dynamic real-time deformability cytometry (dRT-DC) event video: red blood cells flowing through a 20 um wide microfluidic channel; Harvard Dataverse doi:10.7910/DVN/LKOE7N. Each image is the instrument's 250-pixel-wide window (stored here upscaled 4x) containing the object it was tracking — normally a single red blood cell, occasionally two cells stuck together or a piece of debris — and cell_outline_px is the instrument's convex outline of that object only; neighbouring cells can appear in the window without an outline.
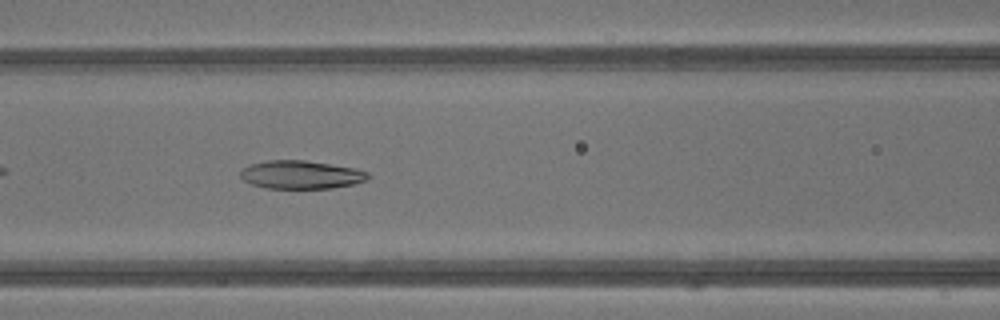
{"species": "common noctule bat (a hibernating species)", "species_latin": "Nyctalus noctula", "temperature_condition": "warm", "stored_images_in_passage": 44, "camera_frame_rate_fps": 3000, "um_per_image_px": 0.085, "animal": {"sex": "male", "body_mass_g": 13.3}, "frame": {"image": 1, "passage_image": 19, "time_ms": 6.0, "image_size_px": [1000, 320], "cell_outline_px": [[372, 176], [364, 180], [352, 184], [332, 188], [264, 188], [252, 184], [244, 180], [240, 176], [240, 172], [244, 168], [252, 164], [268, 160], [304, 160], [352, 168], [368, 172]], "centroid_in_image_um": [25.57, 14.85], "position_along_channel_um": 141.0, "area_um2": 20.69}}
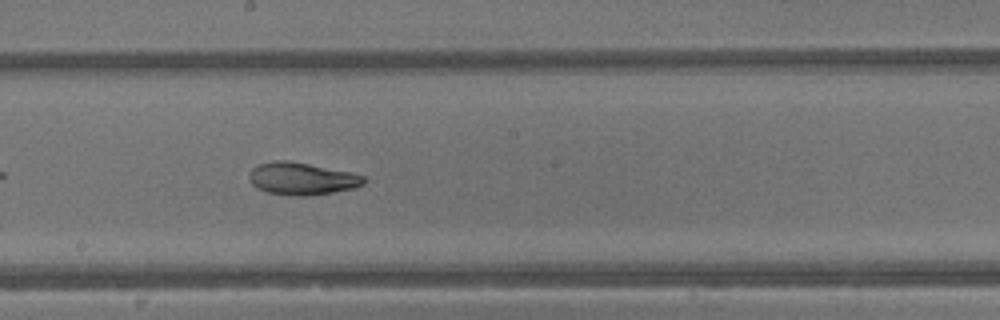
{"frame": {"image": 2, "passage_image": 24, "time_ms": 7.667, "image_size_px": [1000, 320], "cell_outline_px": [[368, 180], [364, 184], [352, 188], [332, 192], [308, 196], [296, 196], [268, 192], [256, 188], [252, 184], [248, 176], [252, 168], [260, 164], [276, 160], [288, 160], [348, 172], [364, 176]], "centroid_in_image_um": [25.64, 15.19], "position_along_channel_um": 222.6, "area_um2": 21.39}}
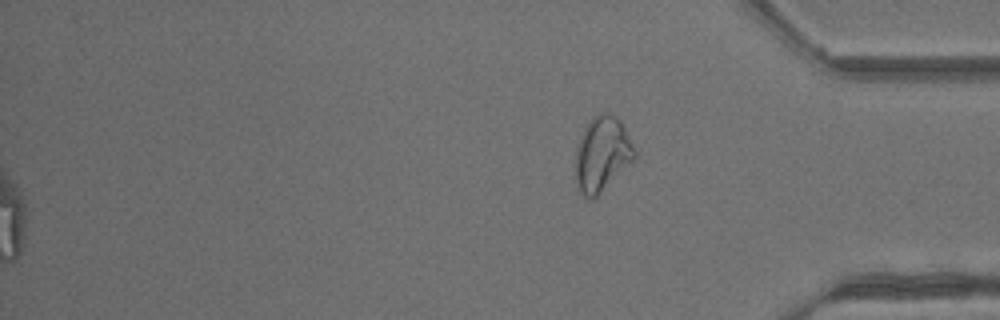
{"frame": {"image": 3, "passage_image": 44, "time_ms": 14.333, "image_size_px": [1000, 320], "cell_outline_px": [[636, 156], [592, 200], [588, 200], [580, 192], [576, 180], [576, 148], [580, 136], [584, 128], [592, 116], [600, 112], [608, 112], [620, 120], [636, 152]], "centroid_in_image_um": [51.14, 13.06], "position_along_channel_um": 384.1, "area_um2": 25.26}, "authors_computed_cell_mechanics": {"area_um2": 25.7788, "velocity_mm_per_s": 4.9005, "shape_relaxation_time_tau1_ms": 10.3196, "shape_relaxation_time_tau2_ms": 3.0087, "deformation_change_tau1": 0.304, "deformation_change_tau2": 0.0967}}